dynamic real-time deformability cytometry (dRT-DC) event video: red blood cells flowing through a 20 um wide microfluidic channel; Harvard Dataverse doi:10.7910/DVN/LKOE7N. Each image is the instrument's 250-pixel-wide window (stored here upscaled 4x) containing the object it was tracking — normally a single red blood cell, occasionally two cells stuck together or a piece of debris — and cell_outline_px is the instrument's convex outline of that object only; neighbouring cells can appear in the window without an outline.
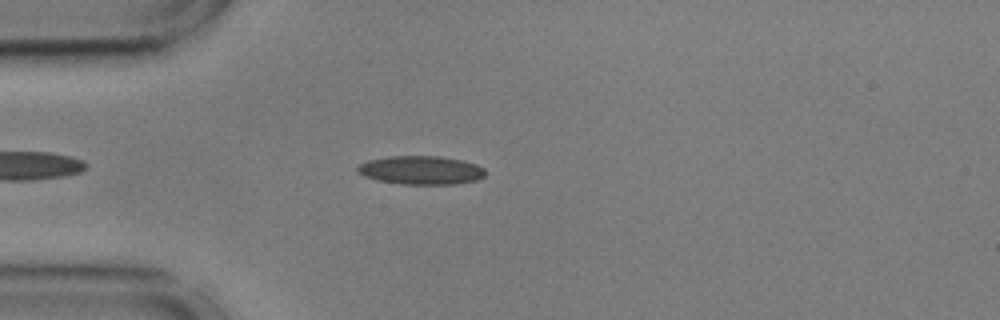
{"species": "common noctule bat (a hibernating species)", "species_latin": "Nyctalus noctula", "temperature_condition": "cold", "stored_images_in_passage": 47, "camera_frame_rate_fps": 3000, "um_per_image_px": 0.085, "animal": {"sex": "male", "body_mass_g": 17.9, "forearm_length_mm": 54.2}, "frame": {"image": 1, "passage_image": 7, "time_ms": 2.0, "image_size_px": [1000, 320], "cell_outline_px": [[484, 176], [476, 180], [456, 184], [400, 184], [376, 180], [364, 176], [356, 172], [356, 168], [360, 164], [368, 160], [388, 156], [440, 156], [460, 160], [476, 164], [484, 168]], "centroid_in_image_um": [35.74, 14.46], "position_along_channel_um": 49.3, "area_um2": 21.33}}
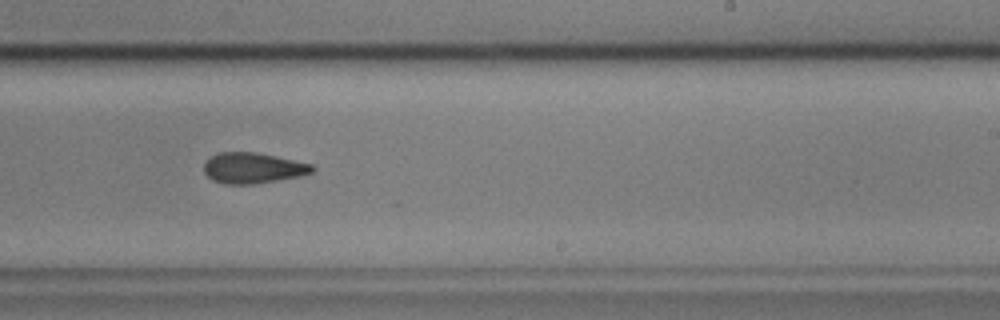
{"frame": {"image": 2, "passage_image": 26, "time_ms": 8.333, "image_size_px": [1000, 320], "cell_outline_px": [[316, 168], [312, 172], [296, 176], [256, 184], [224, 184], [212, 180], [204, 172], [204, 164], [212, 156], [220, 152], [256, 152], [312, 164]], "centroid_in_image_um": [21.47, 14.28], "position_along_channel_um": 267.5, "area_um2": 19.13}}
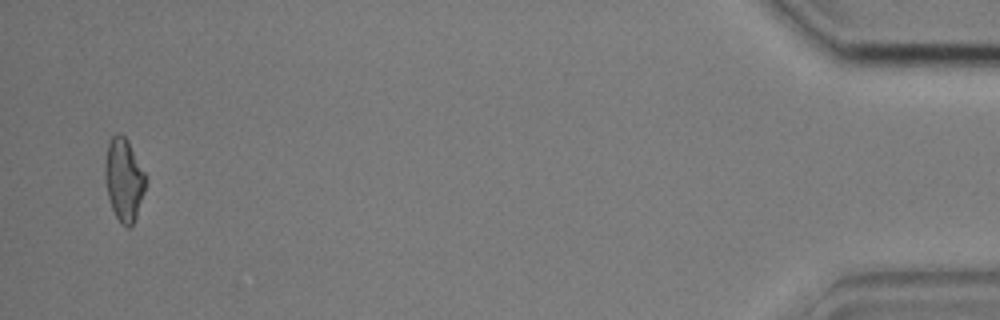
{"frame": {"image": 3, "passage_image": 46, "time_ms": 15.0, "image_size_px": [1000, 320], "cell_outline_px": [[144, 192], [136, 216], [132, 224], [128, 228], [120, 224], [112, 208], [108, 196], [104, 176], [104, 160], [108, 144], [112, 136], [116, 132], [120, 132], [128, 140], [144, 172]], "centroid_in_image_um": [10.49, 15.24], "position_along_channel_um": 424.7, "area_um2": 19.42}, "authors_computed_cell_mechanics": {"area_um2": 19.7098, "velocity_mm_per_s": 3.6159, "shape_relaxation_time_tau1_ms": null, "shape_relaxation_time_tau2_ms": 3.7394, "deformation_change_tau1": null, "deformation_change_tau2": 0.1201}}